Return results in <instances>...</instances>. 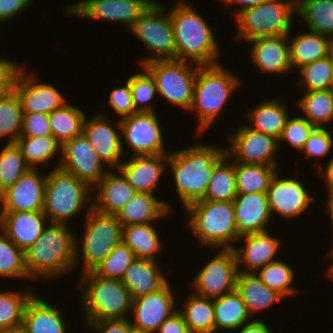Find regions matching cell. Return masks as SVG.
Returning a JSON list of instances; mask_svg holds the SVG:
<instances>
[{
  "instance_id": "obj_45",
  "label": "cell",
  "mask_w": 333,
  "mask_h": 333,
  "mask_svg": "<svg viewBox=\"0 0 333 333\" xmlns=\"http://www.w3.org/2000/svg\"><path fill=\"white\" fill-rule=\"evenodd\" d=\"M260 280L272 290L286 297L299 293V290L292 286L294 271L287 263L276 260L263 266L255 273Z\"/></svg>"
},
{
  "instance_id": "obj_65",
  "label": "cell",
  "mask_w": 333,
  "mask_h": 333,
  "mask_svg": "<svg viewBox=\"0 0 333 333\" xmlns=\"http://www.w3.org/2000/svg\"><path fill=\"white\" fill-rule=\"evenodd\" d=\"M2 333H26L23 329H19V330H13V331H5Z\"/></svg>"
},
{
  "instance_id": "obj_1",
  "label": "cell",
  "mask_w": 333,
  "mask_h": 333,
  "mask_svg": "<svg viewBox=\"0 0 333 333\" xmlns=\"http://www.w3.org/2000/svg\"><path fill=\"white\" fill-rule=\"evenodd\" d=\"M226 155L225 147L203 143L170 151L167 165L184 209L205 198L214 167Z\"/></svg>"
},
{
  "instance_id": "obj_3",
  "label": "cell",
  "mask_w": 333,
  "mask_h": 333,
  "mask_svg": "<svg viewBox=\"0 0 333 333\" xmlns=\"http://www.w3.org/2000/svg\"><path fill=\"white\" fill-rule=\"evenodd\" d=\"M68 225L49 224L37 241L24 251L25 266L29 277L52 279L63 276L74 269L76 234L70 230Z\"/></svg>"
},
{
  "instance_id": "obj_25",
  "label": "cell",
  "mask_w": 333,
  "mask_h": 333,
  "mask_svg": "<svg viewBox=\"0 0 333 333\" xmlns=\"http://www.w3.org/2000/svg\"><path fill=\"white\" fill-rule=\"evenodd\" d=\"M48 219L43 211L0 212V230L22 251L41 236Z\"/></svg>"
},
{
  "instance_id": "obj_30",
  "label": "cell",
  "mask_w": 333,
  "mask_h": 333,
  "mask_svg": "<svg viewBox=\"0 0 333 333\" xmlns=\"http://www.w3.org/2000/svg\"><path fill=\"white\" fill-rule=\"evenodd\" d=\"M66 325L62 312L37 294L28 300L22 325L26 333H66Z\"/></svg>"
},
{
  "instance_id": "obj_33",
  "label": "cell",
  "mask_w": 333,
  "mask_h": 333,
  "mask_svg": "<svg viewBox=\"0 0 333 333\" xmlns=\"http://www.w3.org/2000/svg\"><path fill=\"white\" fill-rule=\"evenodd\" d=\"M236 291L240 294L251 318L255 313L271 308L284 297L267 287L255 273L238 272Z\"/></svg>"
},
{
  "instance_id": "obj_15",
  "label": "cell",
  "mask_w": 333,
  "mask_h": 333,
  "mask_svg": "<svg viewBox=\"0 0 333 333\" xmlns=\"http://www.w3.org/2000/svg\"><path fill=\"white\" fill-rule=\"evenodd\" d=\"M153 0H82L65 6L66 14L123 24L129 29Z\"/></svg>"
},
{
  "instance_id": "obj_54",
  "label": "cell",
  "mask_w": 333,
  "mask_h": 333,
  "mask_svg": "<svg viewBox=\"0 0 333 333\" xmlns=\"http://www.w3.org/2000/svg\"><path fill=\"white\" fill-rule=\"evenodd\" d=\"M109 104L120 119L136 113L130 90L129 78L126 85L113 89L109 96Z\"/></svg>"
},
{
  "instance_id": "obj_53",
  "label": "cell",
  "mask_w": 333,
  "mask_h": 333,
  "mask_svg": "<svg viewBox=\"0 0 333 333\" xmlns=\"http://www.w3.org/2000/svg\"><path fill=\"white\" fill-rule=\"evenodd\" d=\"M52 135L49 114L24 113L20 136L38 137Z\"/></svg>"
},
{
  "instance_id": "obj_16",
  "label": "cell",
  "mask_w": 333,
  "mask_h": 333,
  "mask_svg": "<svg viewBox=\"0 0 333 333\" xmlns=\"http://www.w3.org/2000/svg\"><path fill=\"white\" fill-rule=\"evenodd\" d=\"M60 157L53 168L60 167L75 175L91 189L108 171L83 133L62 145Z\"/></svg>"
},
{
  "instance_id": "obj_47",
  "label": "cell",
  "mask_w": 333,
  "mask_h": 333,
  "mask_svg": "<svg viewBox=\"0 0 333 333\" xmlns=\"http://www.w3.org/2000/svg\"><path fill=\"white\" fill-rule=\"evenodd\" d=\"M298 70L301 77L296 85L303 87L304 91L328 90L333 76V52Z\"/></svg>"
},
{
  "instance_id": "obj_21",
  "label": "cell",
  "mask_w": 333,
  "mask_h": 333,
  "mask_svg": "<svg viewBox=\"0 0 333 333\" xmlns=\"http://www.w3.org/2000/svg\"><path fill=\"white\" fill-rule=\"evenodd\" d=\"M26 73L25 69L20 70L13 88L24 113L50 114L66 104L64 95L55 86L38 83L33 75Z\"/></svg>"
},
{
  "instance_id": "obj_46",
  "label": "cell",
  "mask_w": 333,
  "mask_h": 333,
  "mask_svg": "<svg viewBox=\"0 0 333 333\" xmlns=\"http://www.w3.org/2000/svg\"><path fill=\"white\" fill-rule=\"evenodd\" d=\"M30 167L16 143H7L0 150V194L11 187Z\"/></svg>"
},
{
  "instance_id": "obj_27",
  "label": "cell",
  "mask_w": 333,
  "mask_h": 333,
  "mask_svg": "<svg viewBox=\"0 0 333 333\" xmlns=\"http://www.w3.org/2000/svg\"><path fill=\"white\" fill-rule=\"evenodd\" d=\"M108 170L94 186L98 193L92 197V208L103 214L116 215L137 193L123 174ZM115 172V173H114Z\"/></svg>"
},
{
  "instance_id": "obj_11",
  "label": "cell",
  "mask_w": 333,
  "mask_h": 333,
  "mask_svg": "<svg viewBox=\"0 0 333 333\" xmlns=\"http://www.w3.org/2000/svg\"><path fill=\"white\" fill-rule=\"evenodd\" d=\"M129 30L149 50L150 57L140 60V66L153 60L176 59L171 17L161 3L153 1Z\"/></svg>"
},
{
  "instance_id": "obj_13",
  "label": "cell",
  "mask_w": 333,
  "mask_h": 333,
  "mask_svg": "<svg viewBox=\"0 0 333 333\" xmlns=\"http://www.w3.org/2000/svg\"><path fill=\"white\" fill-rule=\"evenodd\" d=\"M237 258L233 249H220L218 254L195 275L192 287L195 294L217 298L236 288L238 275Z\"/></svg>"
},
{
  "instance_id": "obj_7",
  "label": "cell",
  "mask_w": 333,
  "mask_h": 333,
  "mask_svg": "<svg viewBox=\"0 0 333 333\" xmlns=\"http://www.w3.org/2000/svg\"><path fill=\"white\" fill-rule=\"evenodd\" d=\"M52 170L46 175L43 212L51 223L69 224L84 207L86 214L92 209L93 189L60 167Z\"/></svg>"
},
{
  "instance_id": "obj_48",
  "label": "cell",
  "mask_w": 333,
  "mask_h": 333,
  "mask_svg": "<svg viewBox=\"0 0 333 333\" xmlns=\"http://www.w3.org/2000/svg\"><path fill=\"white\" fill-rule=\"evenodd\" d=\"M0 277H29L25 266L24 251L19 249L1 230Z\"/></svg>"
},
{
  "instance_id": "obj_14",
  "label": "cell",
  "mask_w": 333,
  "mask_h": 333,
  "mask_svg": "<svg viewBox=\"0 0 333 333\" xmlns=\"http://www.w3.org/2000/svg\"><path fill=\"white\" fill-rule=\"evenodd\" d=\"M229 147L225 150L234 162L266 166H278L275 152L278 151V139L255 131L243 125L234 134L229 133Z\"/></svg>"
},
{
  "instance_id": "obj_58",
  "label": "cell",
  "mask_w": 333,
  "mask_h": 333,
  "mask_svg": "<svg viewBox=\"0 0 333 333\" xmlns=\"http://www.w3.org/2000/svg\"><path fill=\"white\" fill-rule=\"evenodd\" d=\"M21 69L15 61L0 58V85H14Z\"/></svg>"
},
{
  "instance_id": "obj_31",
  "label": "cell",
  "mask_w": 333,
  "mask_h": 333,
  "mask_svg": "<svg viewBox=\"0 0 333 333\" xmlns=\"http://www.w3.org/2000/svg\"><path fill=\"white\" fill-rule=\"evenodd\" d=\"M290 62L292 70L329 56L333 52V40L313 31L298 33L293 39L288 35Z\"/></svg>"
},
{
  "instance_id": "obj_22",
  "label": "cell",
  "mask_w": 333,
  "mask_h": 333,
  "mask_svg": "<svg viewBox=\"0 0 333 333\" xmlns=\"http://www.w3.org/2000/svg\"><path fill=\"white\" fill-rule=\"evenodd\" d=\"M168 154L136 155L119 165L118 169L128 184L141 193L154 194L167 166Z\"/></svg>"
},
{
  "instance_id": "obj_8",
  "label": "cell",
  "mask_w": 333,
  "mask_h": 333,
  "mask_svg": "<svg viewBox=\"0 0 333 333\" xmlns=\"http://www.w3.org/2000/svg\"><path fill=\"white\" fill-rule=\"evenodd\" d=\"M84 220L82 238L75 237V266L82 260V274L94 271L122 242L123 235V227L116 215L103 214L92 208Z\"/></svg>"
},
{
  "instance_id": "obj_42",
  "label": "cell",
  "mask_w": 333,
  "mask_h": 333,
  "mask_svg": "<svg viewBox=\"0 0 333 333\" xmlns=\"http://www.w3.org/2000/svg\"><path fill=\"white\" fill-rule=\"evenodd\" d=\"M277 167L235 162L237 194L267 193Z\"/></svg>"
},
{
  "instance_id": "obj_51",
  "label": "cell",
  "mask_w": 333,
  "mask_h": 333,
  "mask_svg": "<svg viewBox=\"0 0 333 333\" xmlns=\"http://www.w3.org/2000/svg\"><path fill=\"white\" fill-rule=\"evenodd\" d=\"M315 128L314 125L302 116L294 118L290 116L282 130L280 138L278 139L279 148L280 143L287 142L296 150H301Z\"/></svg>"
},
{
  "instance_id": "obj_32",
  "label": "cell",
  "mask_w": 333,
  "mask_h": 333,
  "mask_svg": "<svg viewBox=\"0 0 333 333\" xmlns=\"http://www.w3.org/2000/svg\"><path fill=\"white\" fill-rule=\"evenodd\" d=\"M284 102L278 97L262 101L246 114L250 120L247 127L279 139L287 119L290 117Z\"/></svg>"
},
{
  "instance_id": "obj_52",
  "label": "cell",
  "mask_w": 333,
  "mask_h": 333,
  "mask_svg": "<svg viewBox=\"0 0 333 333\" xmlns=\"http://www.w3.org/2000/svg\"><path fill=\"white\" fill-rule=\"evenodd\" d=\"M329 128L316 127L304 143L303 151L306 158H324L333 149V135Z\"/></svg>"
},
{
  "instance_id": "obj_5",
  "label": "cell",
  "mask_w": 333,
  "mask_h": 333,
  "mask_svg": "<svg viewBox=\"0 0 333 333\" xmlns=\"http://www.w3.org/2000/svg\"><path fill=\"white\" fill-rule=\"evenodd\" d=\"M188 227L205 247L233 249L239 235L233 201L200 200L184 209Z\"/></svg>"
},
{
  "instance_id": "obj_41",
  "label": "cell",
  "mask_w": 333,
  "mask_h": 333,
  "mask_svg": "<svg viewBox=\"0 0 333 333\" xmlns=\"http://www.w3.org/2000/svg\"><path fill=\"white\" fill-rule=\"evenodd\" d=\"M86 114L78 107L65 104L49 114L52 136L63 145L82 134Z\"/></svg>"
},
{
  "instance_id": "obj_61",
  "label": "cell",
  "mask_w": 333,
  "mask_h": 333,
  "mask_svg": "<svg viewBox=\"0 0 333 333\" xmlns=\"http://www.w3.org/2000/svg\"><path fill=\"white\" fill-rule=\"evenodd\" d=\"M326 169H323V164L319 162L315 169H319V173L324 176V182L326 184V191H333V157L329 159Z\"/></svg>"
},
{
  "instance_id": "obj_59",
  "label": "cell",
  "mask_w": 333,
  "mask_h": 333,
  "mask_svg": "<svg viewBox=\"0 0 333 333\" xmlns=\"http://www.w3.org/2000/svg\"><path fill=\"white\" fill-rule=\"evenodd\" d=\"M238 333H272L265 321L256 319L242 325Z\"/></svg>"
},
{
  "instance_id": "obj_62",
  "label": "cell",
  "mask_w": 333,
  "mask_h": 333,
  "mask_svg": "<svg viewBox=\"0 0 333 333\" xmlns=\"http://www.w3.org/2000/svg\"><path fill=\"white\" fill-rule=\"evenodd\" d=\"M328 198L325 200L326 204V211L329 212V215L331 217V222L333 223V191H327ZM333 227V225H332ZM333 237V235H332Z\"/></svg>"
},
{
  "instance_id": "obj_35",
  "label": "cell",
  "mask_w": 333,
  "mask_h": 333,
  "mask_svg": "<svg viewBox=\"0 0 333 333\" xmlns=\"http://www.w3.org/2000/svg\"><path fill=\"white\" fill-rule=\"evenodd\" d=\"M153 223L123 227L122 241L133 251L135 258L156 260L163 244ZM162 245V246H161Z\"/></svg>"
},
{
  "instance_id": "obj_64",
  "label": "cell",
  "mask_w": 333,
  "mask_h": 333,
  "mask_svg": "<svg viewBox=\"0 0 333 333\" xmlns=\"http://www.w3.org/2000/svg\"><path fill=\"white\" fill-rule=\"evenodd\" d=\"M327 256H330L331 259H333V248L329 250V253ZM332 264L327 268L328 271H326L327 276L330 277L333 280V261Z\"/></svg>"
},
{
  "instance_id": "obj_36",
  "label": "cell",
  "mask_w": 333,
  "mask_h": 333,
  "mask_svg": "<svg viewBox=\"0 0 333 333\" xmlns=\"http://www.w3.org/2000/svg\"><path fill=\"white\" fill-rule=\"evenodd\" d=\"M307 29L333 40V0H296V15Z\"/></svg>"
},
{
  "instance_id": "obj_66",
  "label": "cell",
  "mask_w": 333,
  "mask_h": 333,
  "mask_svg": "<svg viewBox=\"0 0 333 333\" xmlns=\"http://www.w3.org/2000/svg\"><path fill=\"white\" fill-rule=\"evenodd\" d=\"M328 90L330 91V94L333 96V76L331 78V82H330V86H329Z\"/></svg>"
},
{
  "instance_id": "obj_17",
  "label": "cell",
  "mask_w": 333,
  "mask_h": 333,
  "mask_svg": "<svg viewBox=\"0 0 333 333\" xmlns=\"http://www.w3.org/2000/svg\"><path fill=\"white\" fill-rule=\"evenodd\" d=\"M305 187L301 180L280 178L276 171L266 193L271 215L277 212L288 220L302 215L316 201Z\"/></svg>"
},
{
  "instance_id": "obj_55",
  "label": "cell",
  "mask_w": 333,
  "mask_h": 333,
  "mask_svg": "<svg viewBox=\"0 0 333 333\" xmlns=\"http://www.w3.org/2000/svg\"><path fill=\"white\" fill-rule=\"evenodd\" d=\"M86 324L97 333H130L133 328L128 318L86 322Z\"/></svg>"
},
{
  "instance_id": "obj_43",
  "label": "cell",
  "mask_w": 333,
  "mask_h": 333,
  "mask_svg": "<svg viewBox=\"0 0 333 333\" xmlns=\"http://www.w3.org/2000/svg\"><path fill=\"white\" fill-rule=\"evenodd\" d=\"M33 294L30 289L25 292L0 289V333L22 329L24 309Z\"/></svg>"
},
{
  "instance_id": "obj_40",
  "label": "cell",
  "mask_w": 333,
  "mask_h": 333,
  "mask_svg": "<svg viewBox=\"0 0 333 333\" xmlns=\"http://www.w3.org/2000/svg\"><path fill=\"white\" fill-rule=\"evenodd\" d=\"M295 104L315 127L326 128L333 122V96L329 90L305 91Z\"/></svg>"
},
{
  "instance_id": "obj_12",
  "label": "cell",
  "mask_w": 333,
  "mask_h": 333,
  "mask_svg": "<svg viewBox=\"0 0 333 333\" xmlns=\"http://www.w3.org/2000/svg\"><path fill=\"white\" fill-rule=\"evenodd\" d=\"M155 112H136L120 119L121 142L123 155L126 153L123 144L133 152L129 156L169 154L164 148L163 131Z\"/></svg>"
},
{
  "instance_id": "obj_9",
  "label": "cell",
  "mask_w": 333,
  "mask_h": 333,
  "mask_svg": "<svg viewBox=\"0 0 333 333\" xmlns=\"http://www.w3.org/2000/svg\"><path fill=\"white\" fill-rule=\"evenodd\" d=\"M293 14L296 15V0H267L236 17L237 39L249 42L260 37L288 35Z\"/></svg>"
},
{
  "instance_id": "obj_23",
  "label": "cell",
  "mask_w": 333,
  "mask_h": 333,
  "mask_svg": "<svg viewBox=\"0 0 333 333\" xmlns=\"http://www.w3.org/2000/svg\"><path fill=\"white\" fill-rule=\"evenodd\" d=\"M250 61L261 73L282 75L292 71L287 35L260 37L251 41Z\"/></svg>"
},
{
  "instance_id": "obj_56",
  "label": "cell",
  "mask_w": 333,
  "mask_h": 333,
  "mask_svg": "<svg viewBox=\"0 0 333 333\" xmlns=\"http://www.w3.org/2000/svg\"><path fill=\"white\" fill-rule=\"evenodd\" d=\"M31 2L32 0H0V22L12 20L23 10L32 6Z\"/></svg>"
},
{
  "instance_id": "obj_28",
  "label": "cell",
  "mask_w": 333,
  "mask_h": 333,
  "mask_svg": "<svg viewBox=\"0 0 333 333\" xmlns=\"http://www.w3.org/2000/svg\"><path fill=\"white\" fill-rule=\"evenodd\" d=\"M157 261L135 258L121 278L132 299L154 293L167 282Z\"/></svg>"
},
{
  "instance_id": "obj_60",
  "label": "cell",
  "mask_w": 333,
  "mask_h": 333,
  "mask_svg": "<svg viewBox=\"0 0 333 333\" xmlns=\"http://www.w3.org/2000/svg\"><path fill=\"white\" fill-rule=\"evenodd\" d=\"M225 7H230L231 5H241L238 10H236L234 18H236L241 12L256 7L260 5L261 3L267 1V0H219Z\"/></svg>"
},
{
  "instance_id": "obj_37",
  "label": "cell",
  "mask_w": 333,
  "mask_h": 333,
  "mask_svg": "<svg viewBox=\"0 0 333 333\" xmlns=\"http://www.w3.org/2000/svg\"><path fill=\"white\" fill-rule=\"evenodd\" d=\"M178 309L191 333H215L213 299L192 293Z\"/></svg>"
},
{
  "instance_id": "obj_26",
  "label": "cell",
  "mask_w": 333,
  "mask_h": 333,
  "mask_svg": "<svg viewBox=\"0 0 333 333\" xmlns=\"http://www.w3.org/2000/svg\"><path fill=\"white\" fill-rule=\"evenodd\" d=\"M233 205L239 236L268 231L272 215L266 193L237 194Z\"/></svg>"
},
{
  "instance_id": "obj_57",
  "label": "cell",
  "mask_w": 333,
  "mask_h": 333,
  "mask_svg": "<svg viewBox=\"0 0 333 333\" xmlns=\"http://www.w3.org/2000/svg\"><path fill=\"white\" fill-rule=\"evenodd\" d=\"M156 333H191L178 309L159 327Z\"/></svg>"
},
{
  "instance_id": "obj_19",
  "label": "cell",
  "mask_w": 333,
  "mask_h": 333,
  "mask_svg": "<svg viewBox=\"0 0 333 333\" xmlns=\"http://www.w3.org/2000/svg\"><path fill=\"white\" fill-rule=\"evenodd\" d=\"M105 113H98L92 119L87 120L85 117L82 133L91 143L100 161L108 167V170H117L121 157L123 155L121 142L120 119L115 124L119 131H116L115 126L111 125V121L105 117Z\"/></svg>"
},
{
  "instance_id": "obj_6",
  "label": "cell",
  "mask_w": 333,
  "mask_h": 333,
  "mask_svg": "<svg viewBox=\"0 0 333 333\" xmlns=\"http://www.w3.org/2000/svg\"><path fill=\"white\" fill-rule=\"evenodd\" d=\"M80 279L85 322L129 318L133 299L121 280L99 277L93 271Z\"/></svg>"
},
{
  "instance_id": "obj_49",
  "label": "cell",
  "mask_w": 333,
  "mask_h": 333,
  "mask_svg": "<svg viewBox=\"0 0 333 333\" xmlns=\"http://www.w3.org/2000/svg\"><path fill=\"white\" fill-rule=\"evenodd\" d=\"M143 73H134L129 77V84L133 104L136 112H154V106L150 105L157 93L156 84L151 74L142 67Z\"/></svg>"
},
{
  "instance_id": "obj_29",
  "label": "cell",
  "mask_w": 333,
  "mask_h": 333,
  "mask_svg": "<svg viewBox=\"0 0 333 333\" xmlns=\"http://www.w3.org/2000/svg\"><path fill=\"white\" fill-rule=\"evenodd\" d=\"M171 205L158 199L155 194L137 192L116 214L121 226L153 223L171 213Z\"/></svg>"
},
{
  "instance_id": "obj_38",
  "label": "cell",
  "mask_w": 333,
  "mask_h": 333,
  "mask_svg": "<svg viewBox=\"0 0 333 333\" xmlns=\"http://www.w3.org/2000/svg\"><path fill=\"white\" fill-rule=\"evenodd\" d=\"M20 148L26 164L30 168H39L41 165L46 168L52 158L61 154L62 145L52 136L27 137L20 136L15 142ZM37 166V167H36Z\"/></svg>"
},
{
  "instance_id": "obj_67",
  "label": "cell",
  "mask_w": 333,
  "mask_h": 333,
  "mask_svg": "<svg viewBox=\"0 0 333 333\" xmlns=\"http://www.w3.org/2000/svg\"><path fill=\"white\" fill-rule=\"evenodd\" d=\"M130 333H148V332H144V331L132 328L131 331H130Z\"/></svg>"
},
{
  "instance_id": "obj_18",
  "label": "cell",
  "mask_w": 333,
  "mask_h": 333,
  "mask_svg": "<svg viewBox=\"0 0 333 333\" xmlns=\"http://www.w3.org/2000/svg\"><path fill=\"white\" fill-rule=\"evenodd\" d=\"M37 170L28 169L0 194V212L43 211L46 176H41Z\"/></svg>"
},
{
  "instance_id": "obj_63",
  "label": "cell",
  "mask_w": 333,
  "mask_h": 333,
  "mask_svg": "<svg viewBox=\"0 0 333 333\" xmlns=\"http://www.w3.org/2000/svg\"><path fill=\"white\" fill-rule=\"evenodd\" d=\"M14 85H0V100L6 96L10 91H12Z\"/></svg>"
},
{
  "instance_id": "obj_20",
  "label": "cell",
  "mask_w": 333,
  "mask_h": 333,
  "mask_svg": "<svg viewBox=\"0 0 333 333\" xmlns=\"http://www.w3.org/2000/svg\"><path fill=\"white\" fill-rule=\"evenodd\" d=\"M169 281L158 291L133 300L131 312L134 314L133 328L156 333L161 324L177 309L174 292Z\"/></svg>"
},
{
  "instance_id": "obj_4",
  "label": "cell",
  "mask_w": 333,
  "mask_h": 333,
  "mask_svg": "<svg viewBox=\"0 0 333 333\" xmlns=\"http://www.w3.org/2000/svg\"><path fill=\"white\" fill-rule=\"evenodd\" d=\"M239 80L221 63L198 66L193 101L189 109L198 113L197 136L217 119L229 97L241 85Z\"/></svg>"
},
{
  "instance_id": "obj_39",
  "label": "cell",
  "mask_w": 333,
  "mask_h": 333,
  "mask_svg": "<svg viewBox=\"0 0 333 333\" xmlns=\"http://www.w3.org/2000/svg\"><path fill=\"white\" fill-rule=\"evenodd\" d=\"M226 155L215 167L203 200L233 201L237 196L235 162Z\"/></svg>"
},
{
  "instance_id": "obj_10",
  "label": "cell",
  "mask_w": 333,
  "mask_h": 333,
  "mask_svg": "<svg viewBox=\"0 0 333 333\" xmlns=\"http://www.w3.org/2000/svg\"><path fill=\"white\" fill-rule=\"evenodd\" d=\"M198 64L166 59L149 61L141 67L154 78L157 93L167 102L185 110L190 109L193 101L194 86Z\"/></svg>"
},
{
  "instance_id": "obj_2",
  "label": "cell",
  "mask_w": 333,
  "mask_h": 333,
  "mask_svg": "<svg viewBox=\"0 0 333 333\" xmlns=\"http://www.w3.org/2000/svg\"><path fill=\"white\" fill-rule=\"evenodd\" d=\"M191 3L179 1L169 10L176 47V60L200 66L218 64L220 48L210 25ZM218 61V62H217Z\"/></svg>"
},
{
  "instance_id": "obj_34",
  "label": "cell",
  "mask_w": 333,
  "mask_h": 333,
  "mask_svg": "<svg viewBox=\"0 0 333 333\" xmlns=\"http://www.w3.org/2000/svg\"><path fill=\"white\" fill-rule=\"evenodd\" d=\"M215 332L220 329L236 331L251 322L246 304L236 289L213 299Z\"/></svg>"
},
{
  "instance_id": "obj_24",
  "label": "cell",
  "mask_w": 333,
  "mask_h": 333,
  "mask_svg": "<svg viewBox=\"0 0 333 333\" xmlns=\"http://www.w3.org/2000/svg\"><path fill=\"white\" fill-rule=\"evenodd\" d=\"M238 240L245 243L243 247H233L239 272L256 273L263 266L278 260L275 255L279 252L281 241L269 231L242 235ZM240 265L247 270H241Z\"/></svg>"
},
{
  "instance_id": "obj_44",
  "label": "cell",
  "mask_w": 333,
  "mask_h": 333,
  "mask_svg": "<svg viewBox=\"0 0 333 333\" xmlns=\"http://www.w3.org/2000/svg\"><path fill=\"white\" fill-rule=\"evenodd\" d=\"M23 109L14 90L0 100V138L8 137L7 143H15L21 135Z\"/></svg>"
},
{
  "instance_id": "obj_50",
  "label": "cell",
  "mask_w": 333,
  "mask_h": 333,
  "mask_svg": "<svg viewBox=\"0 0 333 333\" xmlns=\"http://www.w3.org/2000/svg\"><path fill=\"white\" fill-rule=\"evenodd\" d=\"M134 259L133 251L122 241L93 272L99 277L121 280Z\"/></svg>"
}]
</instances>
